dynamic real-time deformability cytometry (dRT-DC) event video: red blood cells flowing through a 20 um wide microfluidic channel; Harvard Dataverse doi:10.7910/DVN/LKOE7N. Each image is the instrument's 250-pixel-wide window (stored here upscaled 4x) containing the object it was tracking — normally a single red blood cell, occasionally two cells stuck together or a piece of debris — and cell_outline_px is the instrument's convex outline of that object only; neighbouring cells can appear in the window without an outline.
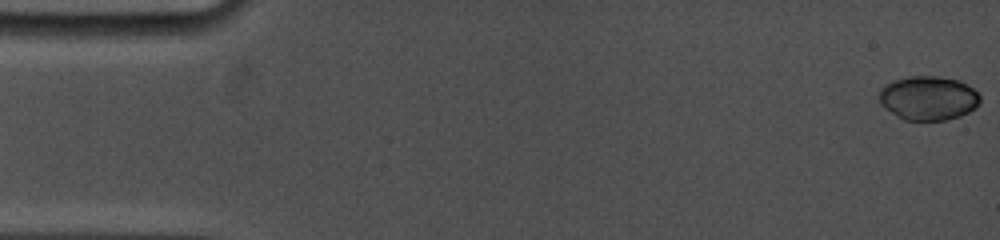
{"species": "common noctule bat (a hibernating species)", "species_latin": "Nyctalus noctula", "temperature_condition": "cold", "stored_images_in_passage": 40, "camera_frame_rate_fps": 5000, "um_per_image_px": 0.085, "animal": {"sex": "female", "body_mass_g": 19.0, "forearm_length_mm": 53.3}, "frame": {"image": 1, "passage_image": 1, "time_ms": 0.0, "image_size_px": [1000, 240], "cell_outline_px": [[980, 100], [976, 108], [960, 116], [948, 120], [904, 120], [884, 108], [880, 104], [876, 96], [880, 88], [884, 84], [892, 80], [912, 76], [936, 76], [960, 80], [968, 84], [980, 96]], "centroid_in_image_um": [78.86, 8.33], "position_along_channel_um": 6.1, "area_um2": 26.36}}
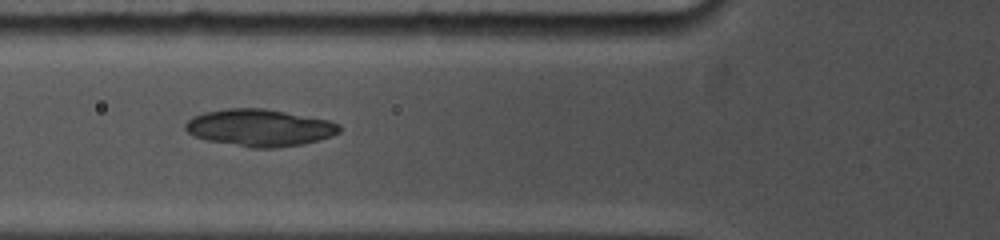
{"frame": {"image": 2, "passage_image": 25, "time_ms": 6.2, "image_size_px": [1000, 240], "cell_outline_px": [[340, 132], [332, 136], [304, 144], [276, 148], [252, 148], [208, 140], [196, 136], [188, 132], [184, 128], [184, 124], [192, 116], [204, 112], [228, 108], [264, 108], [328, 120], [340, 124]], "centroid_in_image_um": [22.07, 10.86], "position_along_channel_um": 103.7, "area_um2": 33.23}}
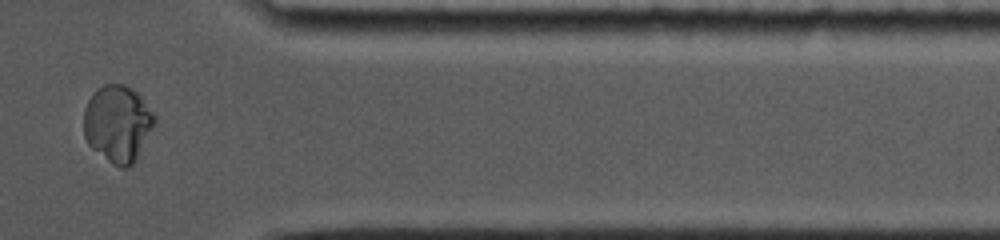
{"frame": {"image": 3, "passage_image": 39, "time_ms": 14.2, "image_size_px": [1000, 240], "cell_outline_px": [[156, 120], [136, 160], [128, 168], [120, 168], [112, 164], [92, 148], [88, 144], [84, 136], [84, 108], [88, 100], [104, 84], [124, 84], [132, 88], [140, 96], [156, 116]], "centroid_in_image_um": [10.0, 10.52], "position_along_channel_um": 401.4, "area_um2": 31.5}}